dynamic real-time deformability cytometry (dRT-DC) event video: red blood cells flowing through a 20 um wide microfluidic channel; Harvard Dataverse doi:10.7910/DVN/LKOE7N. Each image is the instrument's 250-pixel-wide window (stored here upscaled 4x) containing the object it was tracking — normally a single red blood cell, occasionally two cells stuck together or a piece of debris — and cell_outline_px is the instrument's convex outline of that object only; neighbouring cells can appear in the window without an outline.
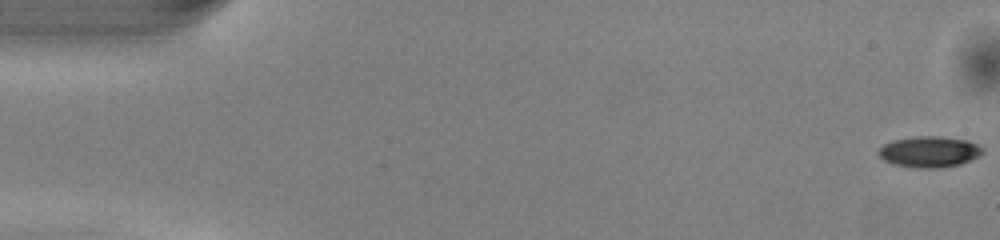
{"species": "common noctule bat (a hibernating species)", "species_latin": "Nyctalus noctula", "temperature_condition": "warm", "stored_images_in_passage": 51, "camera_frame_rate_fps": 3000, "um_per_image_px": 0.085, "animal": {"sex": "male", "body_mass_g": 13.0, "forearm_length_mm": 53.1}, "frame": {"image": 1, "passage_image": 1, "time_ms": 0.0, "image_size_px": [1000, 240], "cell_outline_px": [[984, 152], [980, 156], [960, 164], [940, 168], [916, 168], [892, 164], [884, 160], [876, 152], [884, 144], [892, 140], [916, 136], [936, 136], [968, 140], [984, 148]], "centroid_in_image_um": [79.0, 12.9], "position_along_channel_um": 6.0, "area_um2": 18.96}}
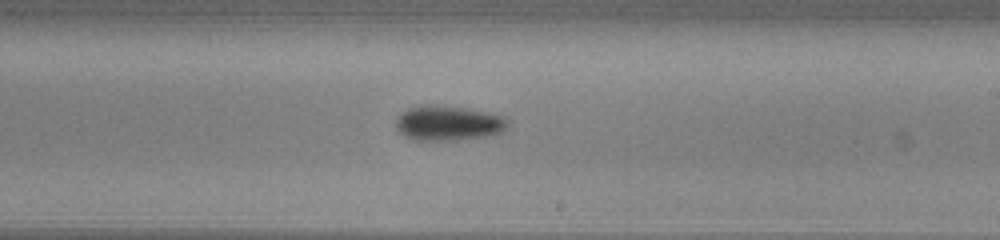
{"frame": {"image": 2, "passage_image": 30, "time_ms": 9.667, "image_size_px": [1000, 240], "cell_outline_px": [[512, 120], [508, 128], [492, 136], [456, 140], [412, 140], [396, 132], [396, 116], [408, 108], [424, 104], [432, 104], [464, 108], [492, 112], [504, 116]], "centroid_in_image_um": [38.14, 10.46], "position_along_channel_um": 250.9, "area_um2": 23.52}}
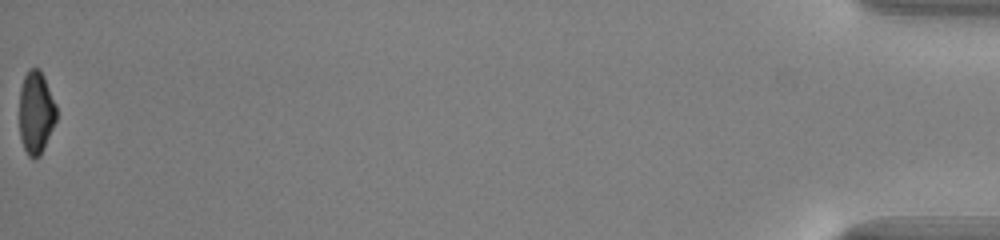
{"frame": {"image": 3, "passage_image": 51, "time_ms": 16.667, "image_size_px": [1000, 240], "cell_outline_px": [[56, 120], [44, 148], [40, 156], [36, 160], [32, 160], [28, 156], [24, 148], [20, 136], [20, 88], [24, 76], [28, 68], [40, 68], [44, 76], [56, 104]], "centroid_in_image_um": [3.06, 9.57], "position_along_channel_um": 432.1, "area_um2": 18.03}, "authors_computed_cell_mechanics": {"area_um2": 20.1144, "velocity_mm_per_s": 4.119, "shape_relaxation_time_tau1_ms": 2.3584, "shape_relaxation_time_tau2_ms": null, "deformation_change_tau1": 0.142, "deformation_change_tau2": null}}